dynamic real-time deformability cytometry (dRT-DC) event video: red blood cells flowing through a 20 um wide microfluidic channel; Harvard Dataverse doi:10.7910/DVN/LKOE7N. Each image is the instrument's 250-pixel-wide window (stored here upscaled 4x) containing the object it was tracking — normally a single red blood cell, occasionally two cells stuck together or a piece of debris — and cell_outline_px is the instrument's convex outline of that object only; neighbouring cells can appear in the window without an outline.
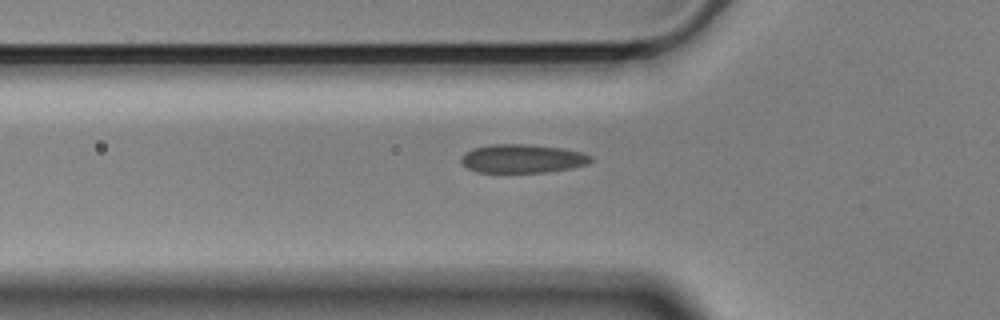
{"species": "Egyptian fruit bat (a non-hibernating species)", "species_latin": "Rousettus aegyptiacus", "temperature_condition": "cold", "stored_images_in_passage": 42, "camera_frame_rate_fps": 3000, "um_per_image_px": 0.085, "animal": {"sex": "male"}, "frame": {"image": 1, "passage_image": 6, "time_ms": 1.667, "image_size_px": [1000, 320], "cell_outline_px": [[592, 160], [588, 164], [572, 168], [544, 172], [476, 172], [468, 168], [460, 160], [464, 152], [472, 148], [492, 144], [532, 144], [560, 148], [580, 152], [592, 156]], "centroid_in_image_um": [44.39, 13.47], "position_along_channel_um": 81.4, "area_um2": 21.62}}
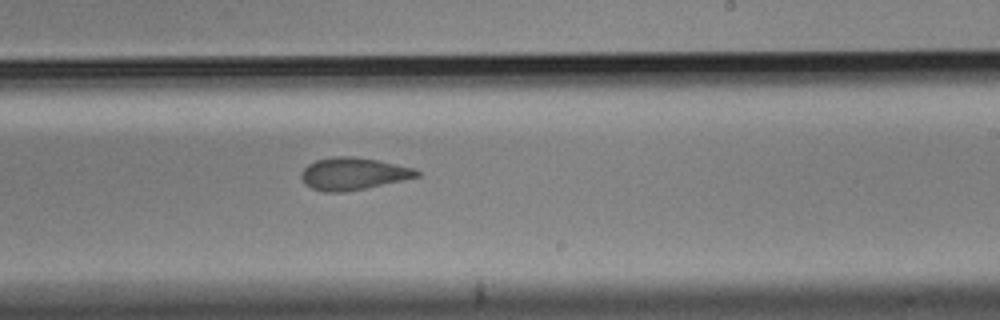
{"frame": {"image": 2, "passage_image": 21, "time_ms": 6.667, "image_size_px": [1000, 320], "cell_outline_px": [[420, 176], [364, 188], [344, 192], [324, 192], [312, 188], [304, 184], [300, 176], [300, 172], [308, 164], [316, 160], [332, 156], [352, 156], [376, 160], [416, 168], [420, 172]], "centroid_in_image_um": [29.98, 14.76], "position_along_channel_um": 259.0, "area_um2": 21.68}}
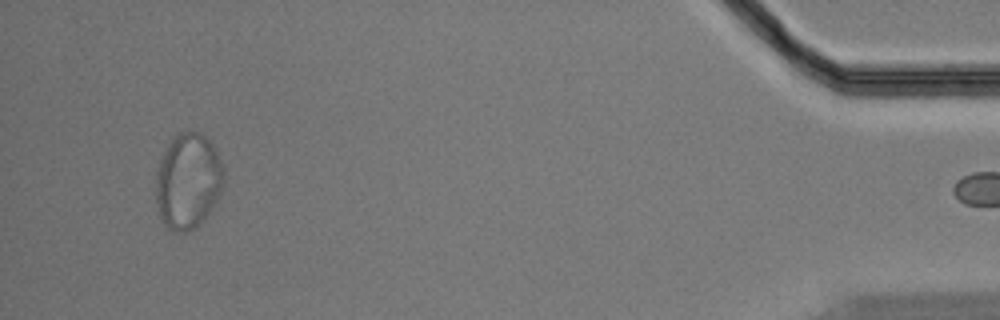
{"frame": {"image": 3, "passage_image": 41, "time_ms": 13.333, "image_size_px": [1000, 320], "cell_outline_px": [[224, 184], [212, 208], [204, 220], [192, 228], [184, 232], [172, 232], [160, 220], [156, 204], [156, 172], [160, 160], [168, 144], [180, 132], [200, 132], [212, 144], [224, 168]], "centroid_in_image_um": [15.97, 15.42], "position_along_channel_um": 419.2, "area_um2": 37.8}}